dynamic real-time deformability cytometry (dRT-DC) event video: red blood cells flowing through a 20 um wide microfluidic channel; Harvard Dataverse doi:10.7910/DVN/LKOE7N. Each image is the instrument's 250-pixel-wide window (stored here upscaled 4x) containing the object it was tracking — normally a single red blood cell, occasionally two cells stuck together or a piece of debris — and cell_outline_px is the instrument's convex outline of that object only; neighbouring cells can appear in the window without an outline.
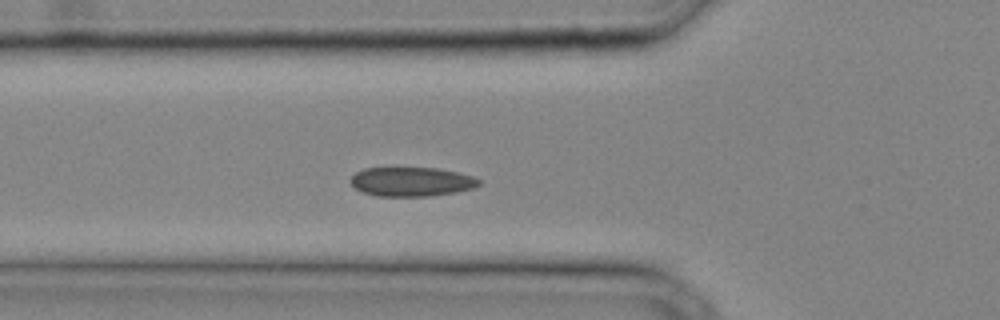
{"species": "common noctule bat (a hibernating species)", "species_latin": "Nyctalus noctula", "temperature_condition": "cold", "stored_images_in_passage": 33, "camera_frame_rate_fps": 3000, "um_per_image_px": 0.085, "animal": {"sex": "male", "body_mass_g": 20.4}, "frame": {"image": 1, "passage_image": 10, "time_ms": 3.0, "image_size_px": [1000, 320], "cell_outline_px": [[484, 180], [480, 184], [472, 188], [456, 192], [428, 196], [376, 196], [364, 192], [356, 188], [348, 180], [356, 172], [364, 168], [388, 164], [396, 164], [436, 168], [456, 172], [472, 176]], "centroid_in_image_um": [34.92, 15.38], "position_along_channel_um": 90.9, "area_um2": 22.95}}